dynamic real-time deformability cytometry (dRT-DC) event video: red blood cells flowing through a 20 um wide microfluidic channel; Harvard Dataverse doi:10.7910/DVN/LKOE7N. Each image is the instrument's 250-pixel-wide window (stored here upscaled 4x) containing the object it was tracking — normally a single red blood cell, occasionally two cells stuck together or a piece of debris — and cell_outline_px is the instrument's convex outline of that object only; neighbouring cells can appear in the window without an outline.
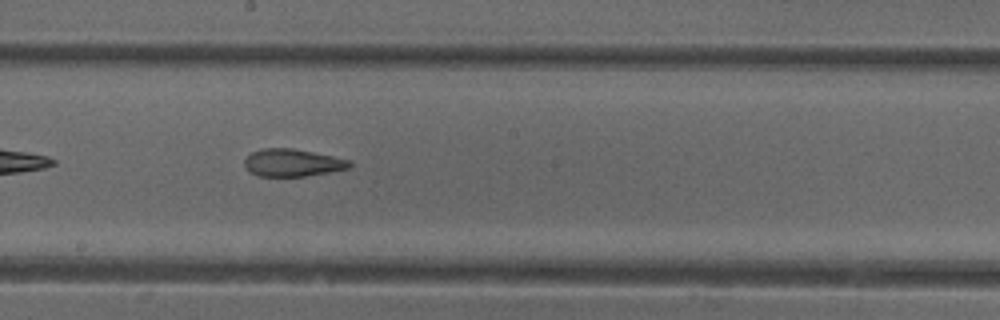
{"species": "common noctule bat (a hibernating species)", "species_latin": "Nyctalus noctula", "temperature_condition": "cold", "stored_images_in_passage": 26, "camera_frame_rate_fps": 3000, "um_per_image_px": 0.085, "animal": {"sex": "female"}, "frame": {"image": 1, "passage_image": 12, "time_ms": 3.667, "image_size_px": [1000, 320], "cell_outline_px": [[352, 168], [304, 176], [260, 176], [252, 172], [244, 164], [244, 160], [252, 152], [260, 148], [292, 148], [332, 156], [348, 160], [352, 164]], "centroid_in_image_um": [24.87, 13.82], "position_along_channel_um": 223.3, "area_um2": 16.59}}
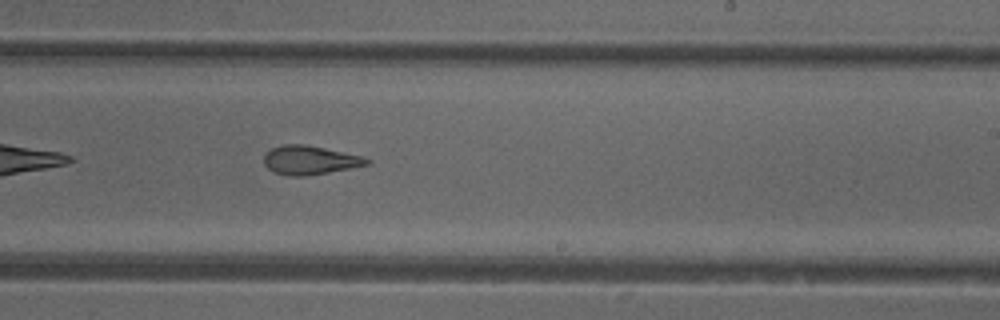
{"frame": {"image": 2, "passage_image": 15, "time_ms": 4.667, "image_size_px": [1000, 320], "cell_outline_px": [[372, 164], [328, 172], [304, 176], [288, 176], [272, 172], [264, 164], [264, 156], [272, 148], [284, 144], [304, 144], [364, 156], [372, 160]], "centroid_in_image_um": [26.36, 13.61], "position_along_channel_um": 262.6, "area_um2": 17.34}}
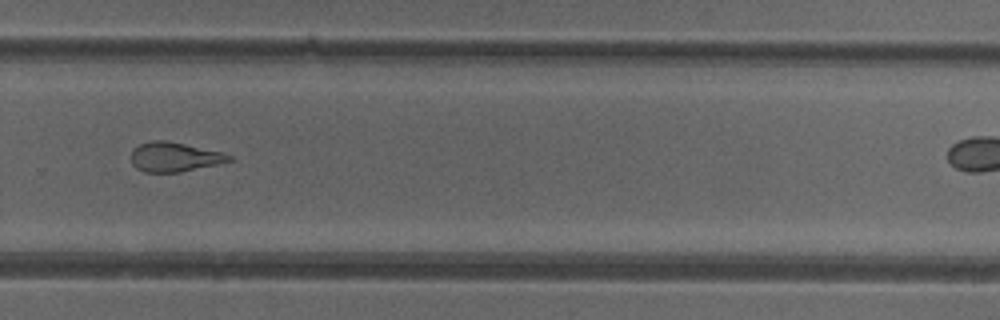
{"frame": {"image": 3, "passage_image": 19, "time_ms": 6.0, "image_size_px": [1000, 320], "cell_outline_px": [[236, 160], [180, 172], [144, 172], [136, 168], [132, 164], [132, 148], [140, 144], [152, 140], [164, 140], [224, 152], [232, 156]], "centroid_in_image_um": [14.85, 13.34], "position_along_channel_um": 315.0, "area_um2": 16.88}}